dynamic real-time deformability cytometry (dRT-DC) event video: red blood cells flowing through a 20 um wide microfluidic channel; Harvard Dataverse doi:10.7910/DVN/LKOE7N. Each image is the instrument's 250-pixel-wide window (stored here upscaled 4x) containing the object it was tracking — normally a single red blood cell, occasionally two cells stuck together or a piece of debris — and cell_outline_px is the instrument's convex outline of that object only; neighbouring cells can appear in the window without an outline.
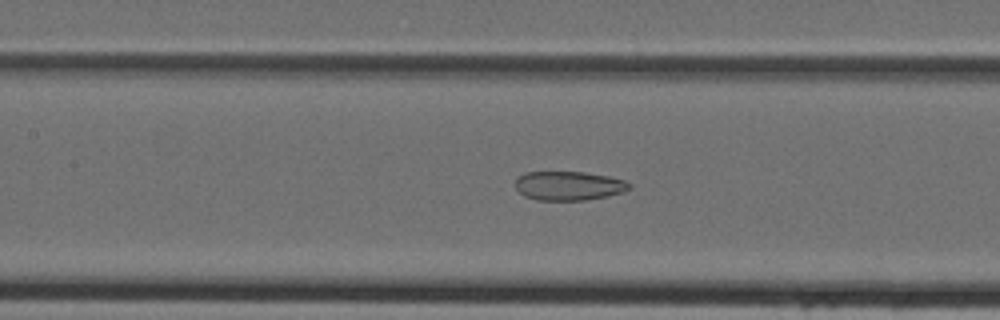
{"species": "Egyptian fruit bat (a non-hibernating species)", "species_latin": "Rousettus aegyptiacus", "temperature_condition": "cold", "stored_images_in_passage": 45, "camera_frame_rate_fps": 3000, "um_per_image_px": 0.085, "animal": {"sex": "female"}, "frame": {"image": 1, "passage_image": 21, "time_ms": 6.667, "image_size_px": [1000, 320], "cell_outline_px": [[632, 188], [624, 192], [608, 196], [584, 200], [536, 200], [524, 196], [516, 188], [516, 176], [524, 172], [584, 172], [608, 176], [624, 180], [632, 184]], "centroid_in_image_um": [48.35, 15.79], "position_along_channel_um": 159.0, "area_um2": 19.48}}
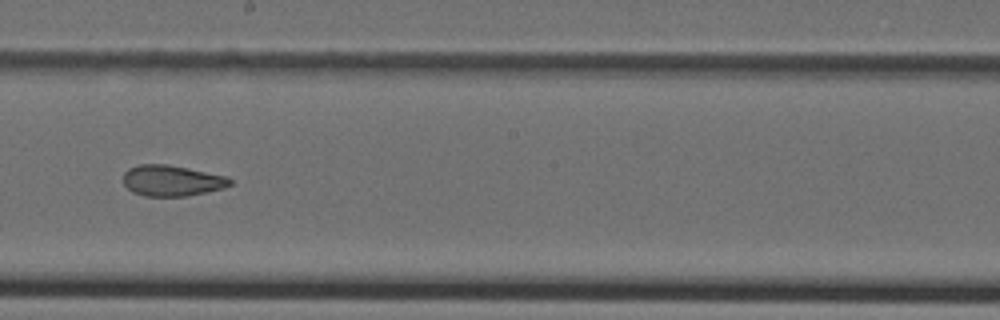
{"frame": {"image": 2, "passage_image": 26, "time_ms": 8.333, "image_size_px": [1000, 320], "cell_outline_px": [[232, 184], [224, 188], [188, 196], [144, 196], [132, 192], [124, 184], [124, 172], [128, 168], [140, 164], [168, 164], [228, 176], [232, 180]], "centroid_in_image_um": [14.62, 15.35], "position_along_channel_um": 233.6, "area_um2": 19.36}}
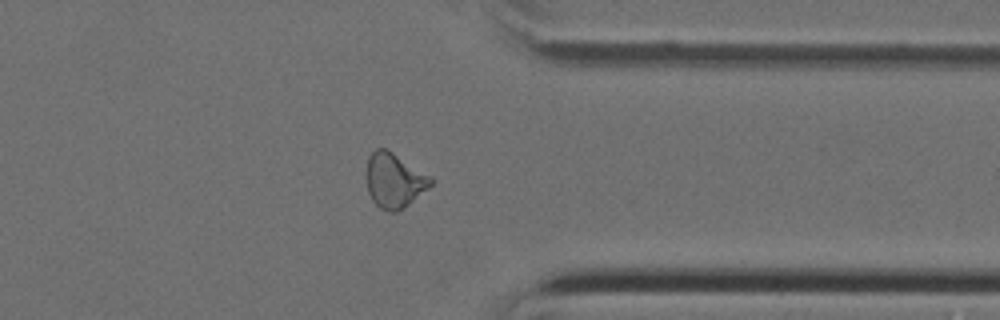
{"frame": {"image": 3, "passage_image": 36, "time_ms": 11.667, "image_size_px": [1000, 320], "cell_outline_px": [[432, 184], [428, 188], [404, 208], [396, 212], [388, 212], [380, 208], [372, 200], [368, 192], [368, 156], [376, 148], [384, 148], [392, 152], [432, 176]], "centroid_in_image_um": [33.53, 15.35], "position_along_channel_um": 377.9, "area_um2": 20.29}}